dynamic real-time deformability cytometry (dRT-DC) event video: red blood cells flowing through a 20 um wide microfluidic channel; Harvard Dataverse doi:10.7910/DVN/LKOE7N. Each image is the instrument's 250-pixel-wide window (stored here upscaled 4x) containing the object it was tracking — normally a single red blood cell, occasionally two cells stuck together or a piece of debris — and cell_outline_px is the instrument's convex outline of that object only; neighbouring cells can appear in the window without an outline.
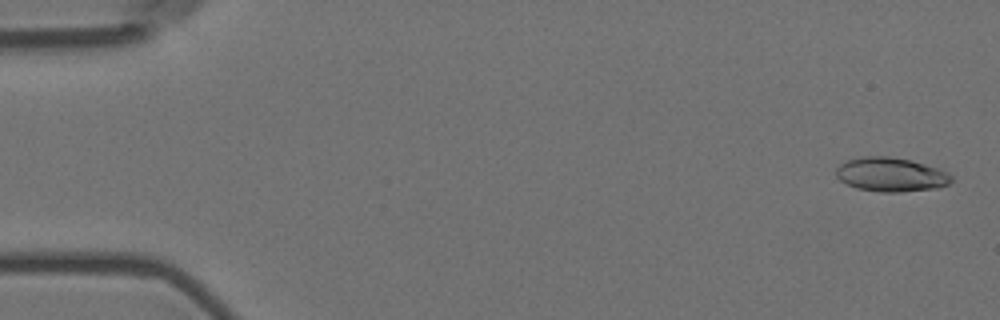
{"species": "Egyptian fruit bat (a non-hibernating species)", "species_latin": "Rousettus aegyptiacus", "temperature_condition": "room temperature", "stored_images_in_passage": 57, "camera_frame_rate_fps": 3000, "um_per_image_px": 0.085, "animal": {"sex": "female"}, "frame": {"image": 1, "passage_image": 2, "time_ms": 0.333, "image_size_px": [1000, 320], "cell_outline_px": [[952, 180], [948, 184], [936, 188], [900, 192], [880, 192], [856, 188], [840, 180], [836, 176], [836, 168], [840, 164], [848, 160], [864, 156], [888, 156], [908, 160], [936, 168], [948, 172], [952, 176]], "centroid_in_image_um": [75.7, 14.84], "position_along_channel_um": 9.3, "area_um2": 22.66}}
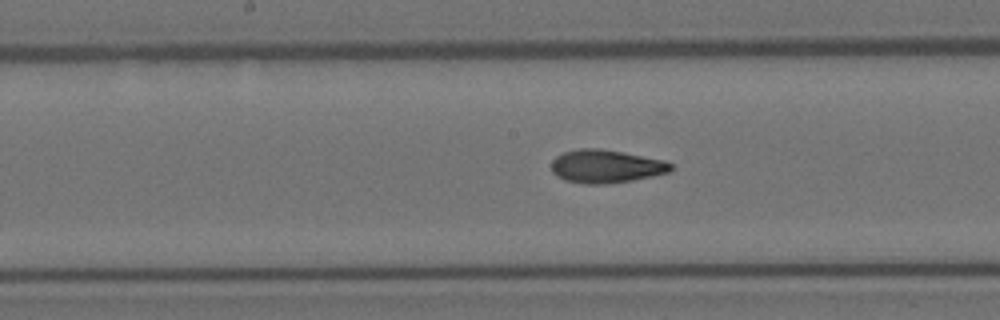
{"frame": {"image": 2, "passage_image": 29, "time_ms": 9.333, "image_size_px": [1000, 320], "cell_outline_px": [[672, 168], [668, 172], [652, 176], [632, 180], [608, 184], [584, 184], [564, 180], [556, 176], [552, 172], [552, 160], [556, 156], [564, 152], [580, 148], [600, 148], [624, 152], [664, 160], [672, 164]], "centroid_in_image_um": [51.48, 14.14], "position_along_channel_um": 196.7, "area_um2": 23.18}}
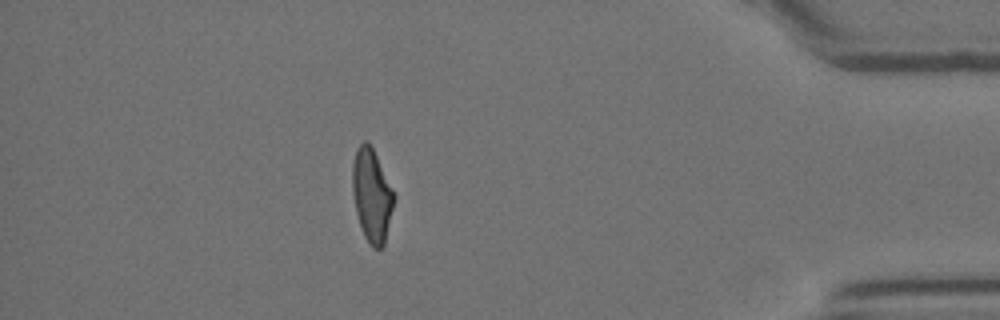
{"frame": {"image": 3, "passage_image": 50, "time_ms": 16.333, "image_size_px": [1000, 320], "cell_outline_px": [[396, 196], [384, 244], [380, 248], [372, 248], [364, 236], [356, 212], [352, 192], [352, 164], [356, 148], [364, 140], [368, 140]], "centroid_in_image_um": [31.59, 16.59], "position_along_channel_um": 403.6, "area_um2": 22.43}, "authors_computed_cell_mechanics": {"area_um2": 22.4264, "velocity_mm_per_s": 3.5888, "shape_relaxation_time_tau1_ms": 6.313, "shape_relaxation_time_tau2_ms": 2.6039, "deformation_change_tau1": 0.2177, "deformation_change_tau2": 0.0714}}